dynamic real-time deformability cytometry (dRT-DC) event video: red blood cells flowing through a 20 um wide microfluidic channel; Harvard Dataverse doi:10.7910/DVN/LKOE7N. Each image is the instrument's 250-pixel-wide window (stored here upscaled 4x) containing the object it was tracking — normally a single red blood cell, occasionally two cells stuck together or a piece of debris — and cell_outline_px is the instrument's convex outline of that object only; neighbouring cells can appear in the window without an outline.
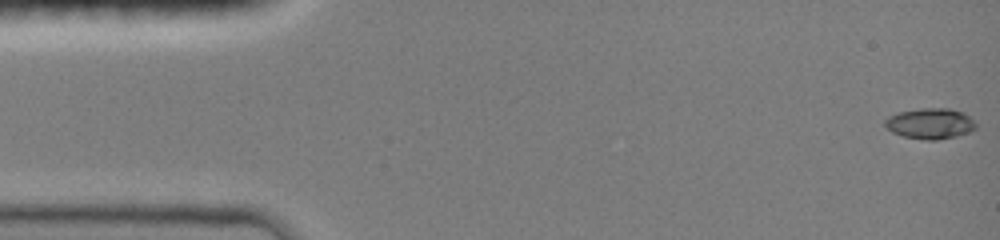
{"species": "common noctule bat (a hibernating species)", "species_latin": "Nyctalus noctula", "temperature_condition": "room temperature", "stored_images_in_passage": 13, "camera_frame_rate_fps": 3000, "um_per_image_px": 0.085, "animal": {"sex": "female", "body_mass_g": 19.0, "forearm_length_mm": 51.5}, "frame": {"image": 1, "passage_image": 1, "time_ms": 0.0, "image_size_px": [1000, 240], "cell_outline_px": [[976, 128], [968, 132], [956, 136], [936, 140], [924, 140], [904, 136], [892, 132], [884, 124], [884, 120], [888, 116], [896, 112], [920, 108], [948, 108], [964, 112], [976, 124]], "centroid_in_image_um": [79.04, 10.49], "position_along_channel_um": 6.0, "area_um2": 16.3}}
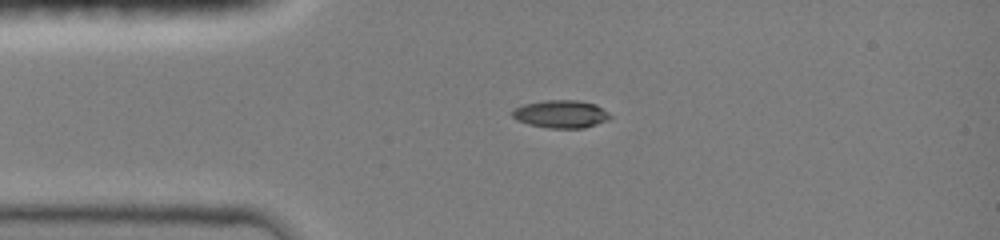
{"frame": {"image": 2, "passage_image": 11, "time_ms": 3.333, "image_size_px": [1000, 240], "cell_outline_px": [[612, 116], [608, 120], [584, 128], [548, 128], [528, 124], [516, 120], [512, 116], [512, 112], [516, 108], [524, 104], [544, 100], [576, 100], [596, 104], [608, 112]], "centroid_in_image_um": [47.69, 9.69], "position_along_channel_um": 37.3, "area_um2": 15.84}}